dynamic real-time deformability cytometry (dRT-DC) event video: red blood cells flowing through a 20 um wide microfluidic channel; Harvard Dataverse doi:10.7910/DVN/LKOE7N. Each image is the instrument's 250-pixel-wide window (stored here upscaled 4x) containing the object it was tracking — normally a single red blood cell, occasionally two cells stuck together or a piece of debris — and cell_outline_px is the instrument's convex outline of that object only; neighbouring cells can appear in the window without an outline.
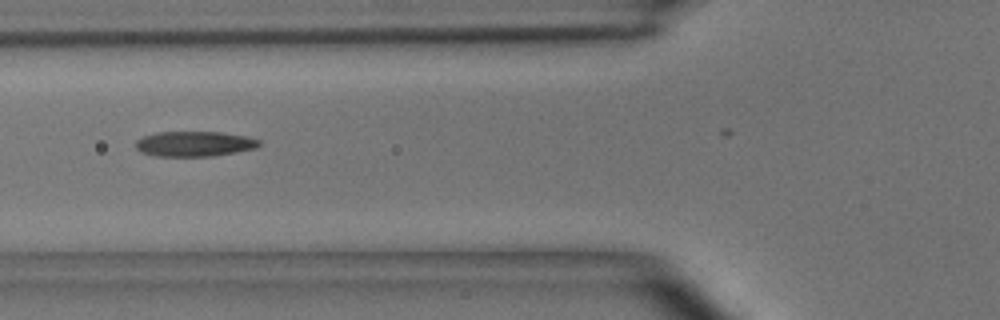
{"species": "common noctule bat (a hibernating species)", "species_latin": "Nyctalus noctula", "temperature_condition": "room temperature", "stored_images_in_passage": 4, "camera_frame_rate_fps": 3000, "um_per_image_px": 0.085, "animal": {"sex": "male", "body_mass_g": 15.6}, "frame": {"image": 1, "passage_image": 4, "time_ms": 3.667, "image_size_px": [1000, 320], "cell_outline_px": [[260, 144], [256, 148], [236, 152], [212, 156], [156, 156], [140, 152], [136, 148], [136, 140], [144, 136], [156, 132], [220, 132], [248, 136], [260, 140]], "centroid_in_image_um": [16.53, 12.22], "position_along_channel_um": 109.3, "area_um2": 18.15}}